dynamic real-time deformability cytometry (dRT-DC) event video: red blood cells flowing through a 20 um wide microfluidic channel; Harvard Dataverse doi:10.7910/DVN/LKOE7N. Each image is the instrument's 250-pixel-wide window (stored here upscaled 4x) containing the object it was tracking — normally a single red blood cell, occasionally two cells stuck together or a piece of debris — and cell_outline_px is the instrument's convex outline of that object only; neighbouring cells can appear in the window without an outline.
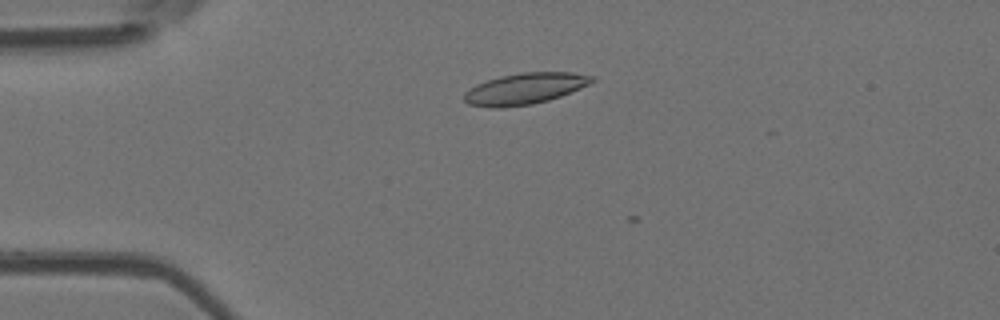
{"species": "Egyptian fruit bat (a non-hibernating species)", "species_latin": "Rousettus aegyptiacus", "temperature_condition": "room temperature", "stored_images_in_passage": 4, "camera_frame_rate_fps": 3000, "um_per_image_px": 0.085, "animal": {"sex": "female"}, "frame": {"image": 1, "passage_image": 3, "time_ms": 0.667, "image_size_px": [1000, 320], "cell_outline_px": [[596, 80], [580, 88], [560, 96], [548, 100], [532, 104], [500, 108], [496, 108], [468, 104], [464, 100], [464, 92], [476, 84], [500, 76], [520, 72], [572, 72], [592, 76]], "centroid_in_image_um": [44.59, 7.53], "position_along_channel_um": 40.4, "area_um2": 23.12}}